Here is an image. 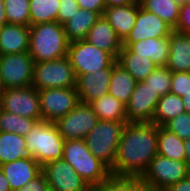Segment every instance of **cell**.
Here are the masks:
<instances>
[{
  "mask_svg": "<svg viewBox=\"0 0 190 191\" xmlns=\"http://www.w3.org/2000/svg\"><path fill=\"white\" fill-rule=\"evenodd\" d=\"M158 126L151 122H127L122 130L111 175L116 184L128 191L147 171L158 154Z\"/></svg>",
  "mask_w": 190,
  "mask_h": 191,
  "instance_id": "cell-1",
  "label": "cell"
},
{
  "mask_svg": "<svg viewBox=\"0 0 190 191\" xmlns=\"http://www.w3.org/2000/svg\"><path fill=\"white\" fill-rule=\"evenodd\" d=\"M63 159L94 191H123L114 181L110 168L90 152L84 140H65Z\"/></svg>",
  "mask_w": 190,
  "mask_h": 191,
  "instance_id": "cell-2",
  "label": "cell"
},
{
  "mask_svg": "<svg viewBox=\"0 0 190 191\" xmlns=\"http://www.w3.org/2000/svg\"><path fill=\"white\" fill-rule=\"evenodd\" d=\"M29 54L35 62L61 59L67 56L70 42L64 25L59 22H45L29 26Z\"/></svg>",
  "mask_w": 190,
  "mask_h": 191,
  "instance_id": "cell-3",
  "label": "cell"
},
{
  "mask_svg": "<svg viewBox=\"0 0 190 191\" xmlns=\"http://www.w3.org/2000/svg\"><path fill=\"white\" fill-rule=\"evenodd\" d=\"M190 175V165L157 154L143 176L128 191H166Z\"/></svg>",
  "mask_w": 190,
  "mask_h": 191,
  "instance_id": "cell-4",
  "label": "cell"
},
{
  "mask_svg": "<svg viewBox=\"0 0 190 191\" xmlns=\"http://www.w3.org/2000/svg\"><path fill=\"white\" fill-rule=\"evenodd\" d=\"M24 137L29 156L41 166L63 158L65 140L54 122L37 121Z\"/></svg>",
  "mask_w": 190,
  "mask_h": 191,
  "instance_id": "cell-5",
  "label": "cell"
},
{
  "mask_svg": "<svg viewBox=\"0 0 190 191\" xmlns=\"http://www.w3.org/2000/svg\"><path fill=\"white\" fill-rule=\"evenodd\" d=\"M127 122L99 120L84 138L90 152L109 168L115 162L122 130Z\"/></svg>",
  "mask_w": 190,
  "mask_h": 191,
  "instance_id": "cell-6",
  "label": "cell"
},
{
  "mask_svg": "<svg viewBox=\"0 0 190 191\" xmlns=\"http://www.w3.org/2000/svg\"><path fill=\"white\" fill-rule=\"evenodd\" d=\"M77 75L68 57L35 62L32 86L38 90L76 87Z\"/></svg>",
  "mask_w": 190,
  "mask_h": 191,
  "instance_id": "cell-7",
  "label": "cell"
},
{
  "mask_svg": "<svg viewBox=\"0 0 190 191\" xmlns=\"http://www.w3.org/2000/svg\"><path fill=\"white\" fill-rule=\"evenodd\" d=\"M67 57L77 76L101 69H112L117 62L111 53L105 52L85 40L71 42Z\"/></svg>",
  "mask_w": 190,
  "mask_h": 191,
  "instance_id": "cell-8",
  "label": "cell"
},
{
  "mask_svg": "<svg viewBox=\"0 0 190 191\" xmlns=\"http://www.w3.org/2000/svg\"><path fill=\"white\" fill-rule=\"evenodd\" d=\"M34 61L29 52L0 55V78L4 89L32 85Z\"/></svg>",
  "mask_w": 190,
  "mask_h": 191,
  "instance_id": "cell-9",
  "label": "cell"
},
{
  "mask_svg": "<svg viewBox=\"0 0 190 191\" xmlns=\"http://www.w3.org/2000/svg\"><path fill=\"white\" fill-rule=\"evenodd\" d=\"M39 98L41 118L48 122H55L80 103L76 87L44 89Z\"/></svg>",
  "mask_w": 190,
  "mask_h": 191,
  "instance_id": "cell-10",
  "label": "cell"
},
{
  "mask_svg": "<svg viewBox=\"0 0 190 191\" xmlns=\"http://www.w3.org/2000/svg\"><path fill=\"white\" fill-rule=\"evenodd\" d=\"M99 118L89 104L80 102L54 124L64 140L82 139L97 125Z\"/></svg>",
  "mask_w": 190,
  "mask_h": 191,
  "instance_id": "cell-11",
  "label": "cell"
},
{
  "mask_svg": "<svg viewBox=\"0 0 190 191\" xmlns=\"http://www.w3.org/2000/svg\"><path fill=\"white\" fill-rule=\"evenodd\" d=\"M0 108L16 115L41 121L39 91L32 85L4 90Z\"/></svg>",
  "mask_w": 190,
  "mask_h": 191,
  "instance_id": "cell-12",
  "label": "cell"
},
{
  "mask_svg": "<svg viewBox=\"0 0 190 191\" xmlns=\"http://www.w3.org/2000/svg\"><path fill=\"white\" fill-rule=\"evenodd\" d=\"M42 172L53 191H94L63 158L47 162Z\"/></svg>",
  "mask_w": 190,
  "mask_h": 191,
  "instance_id": "cell-13",
  "label": "cell"
},
{
  "mask_svg": "<svg viewBox=\"0 0 190 191\" xmlns=\"http://www.w3.org/2000/svg\"><path fill=\"white\" fill-rule=\"evenodd\" d=\"M160 95L139 81L126 104L127 122H152Z\"/></svg>",
  "mask_w": 190,
  "mask_h": 191,
  "instance_id": "cell-14",
  "label": "cell"
},
{
  "mask_svg": "<svg viewBox=\"0 0 190 191\" xmlns=\"http://www.w3.org/2000/svg\"><path fill=\"white\" fill-rule=\"evenodd\" d=\"M173 31V28L156 14L140 6L135 26L127 38L122 42V46L128 47L131 43L149 38L169 37Z\"/></svg>",
  "mask_w": 190,
  "mask_h": 191,
  "instance_id": "cell-15",
  "label": "cell"
},
{
  "mask_svg": "<svg viewBox=\"0 0 190 191\" xmlns=\"http://www.w3.org/2000/svg\"><path fill=\"white\" fill-rule=\"evenodd\" d=\"M112 69H101L77 76L76 89L80 102H90L108 94Z\"/></svg>",
  "mask_w": 190,
  "mask_h": 191,
  "instance_id": "cell-16",
  "label": "cell"
},
{
  "mask_svg": "<svg viewBox=\"0 0 190 191\" xmlns=\"http://www.w3.org/2000/svg\"><path fill=\"white\" fill-rule=\"evenodd\" d=\"M0 170L6 176L11 190L16 191L37 177L42 172V166L33 157L27 156L0 165Z\"/></svg>",
  "mask_w": 190,
  "mask_h": 191,
  "instance_id": "cell-17",
  "label": "cell"
},
{
  "mask_svg": "<svg viewBox=\"0 0 190 191\" xmlns=\"http://www.w3.org/2000/svg\"><path fill=\"white\" fill-rule=\"evenodd\" d=\"M85 41L105 52L111 53L116 59L122 49V41L103 15L97 19L88 31Z\"/></svg>",
  "mask_w": 190,
  "mask_h": 191,
  "instance_id": "cell-18",
  "label": "cell"
},
{
  "mask_svg": "<svg viewBox=\"0 0 190 191\" xmlns=\"http://www.w3.org/2000/svg\"><path fill=\"white\" fill-rule=\"evenodd\" d=\"M140 8L137 3L105 8L103 16L114 28L116 35L123 42L135 26Z\"/></svg>",
  "mask_w": 190,
  "mask_h": 191,
  "instance_id": "cell-19",
  "label": "cell"
},
{
  "mask_svg": "<svg viewBox=\"0 0 190 191\" xmlns=\"http://www.w3.org/2000/svg\"><path fill=\"white\" fill-rule=\"evenodd\" d=\"M29 26L5 24L0 28V55L29 52Z\"/></svg>",
  "mask_w": 190,
  "mask_h": 191,
  "instance_id": "cell-20",
  "label": "cell"
},
{
  "mask_svg": "<svg viewBox=\"0 0 190 191\" xmlns=\"http://www.w3.org/2000/svg\"><path fill=\"white\" fill-rule=\"evenodd\" d=\"M169 56L166 67L171 72H190V38L173 31L169 36Z\"/></svg>",
  "mask_w": 190,
  "mask_h": 191,
  "instance_id": "cell-21",
  "label": "cell"
},
{
  "mask_svg": "<svg viewBox=\"0 0 190 191\" xmlns=\"http://www.w3.org/2000/svg\"><path fill=\"white\" fill-rule=\"evenodd\" d=\"M127 48L138 56L150 58L157 66H166L170 52L169 37L136 41Z\"/></svg>",
  "mask_w": 190,
  "mask_h": 191,
  "instance_id": "cell-22",
  "label": "cell"
},
{
  "mask_svg": "<svg viewBox=\"0 0 190 191\" xmlns=\"http://www.w3.org/2000/svg\"><path fill=\"white\" fill-rule=\"evenodd\" d=\"M117 63L127 70L137 82L144 81L157 67L150 58L138 56L124 46L118 55Z\"/></svg>",
  "mask_w": 190,
  "mask_h": 191,
  "instance_id": "cell-23",
  "label": "cell"
},
{
  "mask_svg": "<svg viewBox=\"0 0 190 191\" xmlns=\"http://www.w3.org/2000/svg\"><path fill=\"white\" fill-rule=\"evenodd\" d=\"M136 84L133 76L116 62L112 67L108 93L126 105Z\"/></svg>",
  "mask_w": 190,
  "mask_h": 191,
  "instance_id": "cell-24",
  "label": "cell"
},
{
  "mask_svg": "<svg viewBox=\"0 0 190 191\" xmlns=\"http://www.w3.org/2000/svg\"><path fill=\"white\" fill-rule=\"evenodd\" d=\"M100 15L96 12L80 8L64 24V30L67 36L68 41L74 42L79 40H85L88 31L97 21Z\"/></svg>",
  "mask_w": 190,
  "mask_h": 191,
  "instance_id": "cell-25",
  "label": "cell"
},
{
  "mask_svg": "<svg viewBox=\"0 0 190 191\" xmlns=\"http://www.w3.org/2000/svg\"><path fill=\"white\" fill-rule=\"evenodd\" d=\"M99 120L127 122L126 105L111 94H106L89 103Z\"/></svg>",
  "mask_w": 190,
  "mask_h": 191,
  "instance_id": "cell-26",
  "label": "cell"
},
{
  "mask_svg": "<svg viewBox=\"0 0 190 191\" xmlns=\"http://www.w3.org/2000/svg\"><path fill=\"white\" fill-rule=\"evenodd\" d=\"M29 156L25 137L10 132H0V165Z\"/></svg>",
  "mask_w": 190,
  "mask_h": 191,
  "instance_id": "cell-27",
  "label": "cell"
},
{
  "mask_svg": "<svg viewBox=\"0 0 190 191\" xmlns=\"http://www.w3.org/2000/svg\"><path fill=\"white\" fill-rule=\"evenodd\" d=\"M157 153L172 160L185 161L184 140L163 126H158Z\"/></svg>",
  "mask_w": 190,
  "mask_h": 191,
  "instance_id": "cell-28",
  "label": "cell"
},
{
  "mask_svg": "<svg viewBox=\"0 0 190 191\" xmlns=\"http://www.w3.org/2000/svg\"><path fill=\"white\" fill-rule=\"evenodd\" d=\"M182 113H185L182 99L178 95L169 92L160 97L151 123L163 126L166 122Z\"/></svg>",
  "mask_w": 190,
  "mask_h": 191,
  "instance_id": "cell-29",
  "label": "cell"
},
{
  "mask_svg": "<svg viewBox=\"0 0 190 191\" xmlns=\"http://www.w3.org/2000/svg\"><path fill=\"white\" fill-rule=\"evenodd\" d=\"M140 6L169 24L173 29L179 19L180 5L174 0H138Z\"/></svg>",
  "mask_w": 190,
  "mask_h": 191,
  "instance_id": "cell-30",
  "label": "cell"
},
{
  "mask_svg": "<svg viewBox=\"0 0 190 191\" xmlns=\"http://www.w3.org/2000/svg\"><path fill=\"white\" fill-rule=\"evenodd\" d=\"M59 2L60 0H30V25L57 21Z\"/></svg>",
  "mask_w": 190,
  "mask_h": 191,
  "instance_id": "cell-31",
  "label": "cell"
},
{
  "mask_svg": "<svg viewBox=\"0 0 190 191\" xmlns=\"http://www.w3.org/2000/svg\"><path fill=\"white\" fill-rule=\"evenodd\" d=\"M36 122V119L22 117L0 108V132H10L25 136Z\"/></svg>",
  "mask_w": 190,
  "mask_h": 191,
  "instance_id": "cell-32",
  "label": "cell"
},
{
  "mask_svg": "<svg viewBox=\"0 0 190 191\" xmlns=\"http://www.w3.org/2000/svg\"><path fill=\"white\" fill-rule=\"evenodd\" d=\"M30 0H4L7 23L30 26Z\"/></svg>",
  "mask_w": 190,
  "mask_h": 191,
  "instance_id": "cell-33",
  "label": "cell"
},
{
  "mask_svg": "<svg viewBox=\"0 0 190 191\" xmlns=\"http://www.w3.org/2000/svg\"><path fill=\"white\" fill-rule=\"evenodd\" d=\"M154 91L161 96L170 92L171 71L166 66H157L144 80Z\"/></svg>",
  "mask_w": 190,
  "mask_h": 191,
  "instance_id": "cell-34",
  "label": "cell"
},
{
  "mask_svg": "<svg viewBox=\"0 0 190 191\" xmlns=\"http://www.w3.org/2000/svg\"><path fill=\"white\" fill-rule=\"evenodd\" d=\"M163 127L176 134L180 139H188L190 138V114H179L166 122Z\"/></svg>",
  "mask_w": 190,
  "mask_h": 191,
  "instance_id": "cell-35",
  "label": "cell"
},
{
  "mask_svg": "<svg viewBox=\"0 0 190 191\" xmlns=\"http://www.w3.org/2000/svg\"><path fill=\"white\" fill-rule=\"evenodd\" d=\"M170 92L180 98L190 92V72H171Z\"/></svg>",
  "mask_w": 190,
  "mask_h": 191,
  "instance_id": "cell-36",
  "label": "cell"
},
{
  "mask_svg": "<svg viewBox=\"0 0 190 191\" xmlns=\"http://www.w3.org/2000/svg\"><path fill=\"white\" fill-rule=\"evenodd\" d=\"M57 22L64 25L80 9L76 0H60Z\"/></svg>",
  "mask_w": 190,
  "mask_h": 191,
  "instance_id": "cell-37",
  "label": "cell"
},
{
  "mask_svg": "<svg viewBox=\"0 0 190 191\" xmlns=\"http://www.w3.org/2000/svg\"><path fill=\"white\" fill-rule=\"evenodd\" d=\"M174 31L182 34L190 32V4H181L179 19Z\"/></svg>",
  "mask_w": 190,
  "mask_h": 191,
  "instance_id": "cell-38",
  "label": "cell"
},
{
  "mask_svg": "<svg viewBox=\"0 0 190 191\" xmlns=\"http://www.w3.org/2000/svg\"><path fill=\"white\" fill-rule=\"evenodd\" d=\"M48 181L46 180L45 175L41 172L37 177L29 181L23 187L16 191H48Z\"/></svg>",
  "mask_w": 190,
  "mask_h": 191,
  "instance_id": "cell-39",
  "label": "cell"
},
{
  "mask_svg": "<svg viewBox=\"0 0 190 191\" xmlns=\"http://www.w3.org/2000/svg\"><path fill=\"white\" fill-rule=\"evenodd\" d=\"M82 9L90 10L98 13L100 16L104 14L105 1L104 0H76Z\"/></svg>",
  "mask_w": 190,
  "mask_h": 191,
  "instance_id": "cell-40",
  "label": "cell"
},
{
  "mask_svg": "<svg viewBox=\"0 0 190 191\" xmlns=\"http://www.w3.org/2000/svg\"><path fill=\"white\" fill-rule=\"evenodd\" d=\"M166 191H190V175L176 182Z\"/></svg>",
  "mask_w": 190,
  "mask_h": 191,
  "instance_id": "cell-41",
  "label": "cell"
},
{
  "mask_svg": "<svg viewBox=\"0 0 190 191\" xmlns=\"http://www.w3.org/2000/svg\"><path fill=\"white\" fill-rule=\"evenodd\" d=\"M104 1L106 8L114 6H124L138 2V0H104Z\"/></svg>",
  "mask_w": 190,
  "mask_h": 191,
  "instance_id": "cell-42",
  "label": "cell"
},
{
  "mask_svg": "<svg viewBox=\"0 0 190 191\" xmlns=\"http://www.w3.org/2000/svg\"><path fill=\"white\" fill-rule=\"evenodd\" d=\"M0 191H12L6 176L3 174L1 170H0Z\"/></svg>",
  "mask_w": 190,
  "mask_h": 191,
  "instance_id": "cell-43",
  "label": "cell"
},
{
  "mask_svg": "<svg viewBox=\"0 0 190 191\" xmlns=\"http://www.w3.org/2000/svg\"><path fill=\"white\" fill-rule=\"evenodd\" d=\"M7 24V18L4 8V0H0V28Z\"/></svg>",
  "mask_w": 190,
  "mask_h": 191,
  "instance_id": "cell-44",
  "label": "cell"
},
{
  "mask_svg": "<svg viewBox=\"0 0 190 191\" xmlns=\"http://www.w3.org/2000/svg\"><path fill=\"white\" fill-rule=\"evenodd\" d=\"M181 99H182V102H183L185 113L190 114V92H188L183 97H181Z\"/></svg>",
  "mask_w": 190,
  "mask_h": 191,
  "instance_id": "cell-45",
  "label": "cell"
},
{
  "mask_svg": "<svg viewBox=\"0 0 190 191\" xmlns=\"http://www.w3.org/2000/svg\"><path fill=\"white\" fill-rule=\"evenodd\" d=\"M185 161L190 165V138L184 140Z\"/></svg>",
  "mask_w": 190,
  "mask_h": 191,
  "instance_id": "cell-46",
  "label": "cell"
},
{
  "mask_svg": "<svg viewBox=\"0 0 190 191\" xmlns=\"http://www.w3.org/2000/svg\"><path fill=\"white\" fill-rule=\"evenodd\" d=\"M179 4H190V0H174Z\"/></svg>",
  "mask_w": 190,
  "mask_h": 191,
  "instance_id": "cell-47",
  "label": "cell"
},
{
  "mask_svg": "<svg viewBox=\"0 0 190 191\" xmlns=\"http://www.w3.org/2000/svg\"><path fill=\"white\" fill-rule=\"evenodd\" d=\"M4 87H3V84H2V81H1V78H0V99H1V96L3 95L4 93Z\"/></svg>",
  "mask_w": 190,
  "mask_h": 191,
  "instance_id": "cell-48",
  "label": "cell"
}]
</instances>
